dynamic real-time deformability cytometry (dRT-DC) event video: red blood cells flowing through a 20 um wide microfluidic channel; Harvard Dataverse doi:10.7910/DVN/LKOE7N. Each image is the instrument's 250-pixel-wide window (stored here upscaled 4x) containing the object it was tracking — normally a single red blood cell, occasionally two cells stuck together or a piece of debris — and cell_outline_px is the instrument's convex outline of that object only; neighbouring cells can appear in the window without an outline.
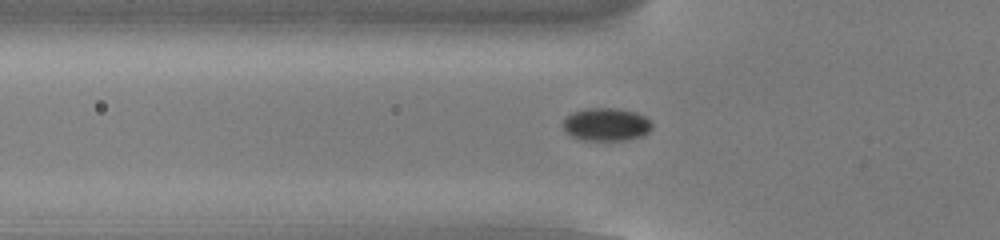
{"species": "common noctule bat (a hibernating species)", "species_latin": "Nyctalus noctula", "temperature_condition": "cold", "stored_images_in_passage": 55, "camera_frame_rate_fps": 3000, "um_per_image_px": 0.085, "animal": {"sex": "male", "body_mass_g": 13.0, "forearm_length_mm": 53.1}, "frame": {"image": 1, "passage_image": 19, "time_ms": 6.0, "image_size_px": [1000, 240], "cell_outline_px": [[652, 128], [644, 136], [628, 140], [580, 140], [572, 136], [564, 128], [564, 120], [572, 112], [588, 108], [616, 108], [636, 112], [652, 120]], "centroid_in_image_um": [51.59, 10.58], "position_along_channel_um": 74.2, "area_um2": 17.17}}
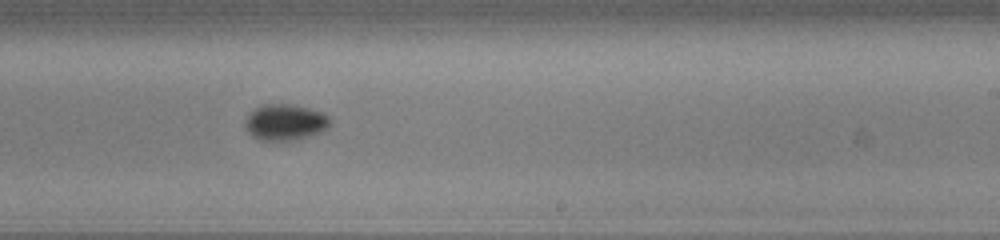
{"frame": {"image": 2, "passage_image": 34, "time_ms": 11.0, "image_size_px": [1000, 240], "cell_outline_px": [[332, 120], [328, 128], [320, 132], [300, 140], [260, 140], [252, 136], [244, 128], [244, 120], [260, 104], [288, 104], [308, 108], [324, 112]], "centroid_in_image_um": [24.25, 10.4], "position_along_channel_um": 264.7, "area_um2": 18.09}}
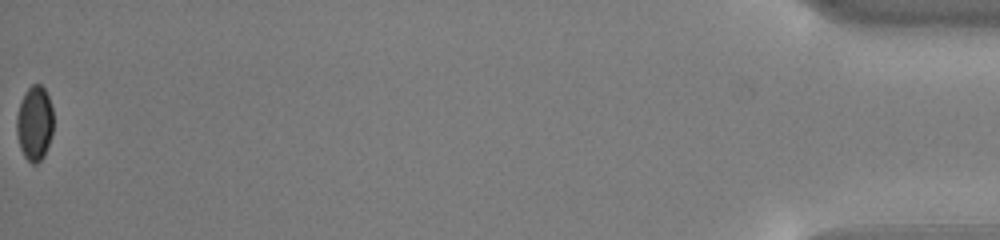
{"frame": {"image": 3, "passage_image": 55, "time_ms": 18.0, "image_size_px": [1000, 240], "cell_outline_px": [[52, 132], [44, 156], [36, 164], [32, 164], [24, 156], [20, 148], [16, 132], [16, 116], [24, 92], [32, 84], [40, 84], [44, 88], [48, 96], [52, 108]], "centroid_in_image_um": [2.92, 10.47], "position_along_channel_um": 432.3, "area_um2": 15.95}, "authors_computed_cell_mechanics": {"area_um2": 16.9354, "velocity_mm_per_s": 3.8073, "shape_relaxation_time_tau1_ms": 1.6399, "shape_relaxation_time_tau2_ms": null, "deformation_change_tau1": 0.0411, "deformation_change_tau2": null}}